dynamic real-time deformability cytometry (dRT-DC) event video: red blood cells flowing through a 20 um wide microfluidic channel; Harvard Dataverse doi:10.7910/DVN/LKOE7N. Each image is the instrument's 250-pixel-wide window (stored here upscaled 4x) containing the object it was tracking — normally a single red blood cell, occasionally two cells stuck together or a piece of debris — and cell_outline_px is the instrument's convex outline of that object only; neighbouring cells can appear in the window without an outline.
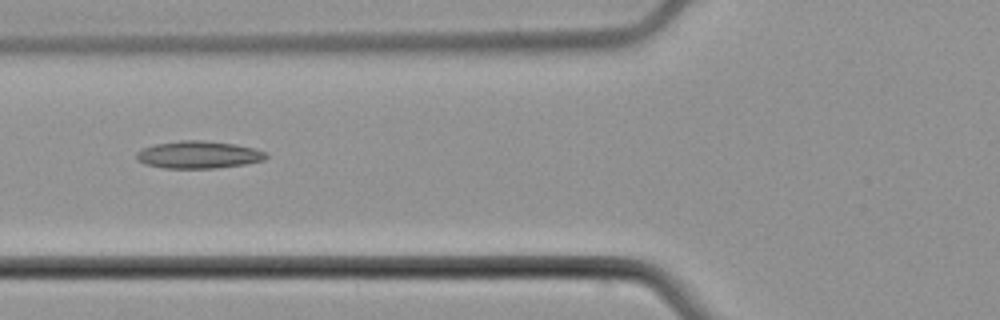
{"species": "common noctule bat (a hibernating species)", "species_latin": "Nyctalus noctula", "temperature_condition": "cold", "stored_images_in_passage": 7, "camera_frame_rate_fps": 3000, "um_per_image_px": 0.085, "animal": {"sex": "male", "body_mass_g": 21.5, "forearm_length_mm": 52.0}, "frame": {"image": 1, "passage_image": 6, "time_ms": 6.0, "image_size_px": [1000, 320], "cell_outline_px": [[268, 156], [264, 160], [244, 164], [216, 168], [164, 168], [144, 164], [136, 156], [136, 152], [144, 148], [156, 144], [180, 140], [204, 140], [236, 144], [252, 148], [264, 152]], "centroid_in_image_um": [16.87, 13.15], "position_along_channel_um": 108.9, "area_um2": 20.52}}
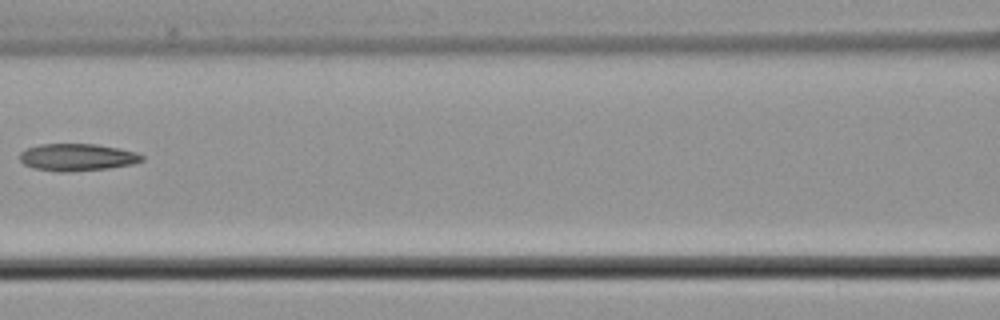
{"frame": {"image": 2, "passage_image": 7, "time_ms": 7.333, "image_size_px": [1000, 320], "cell_outline_px": [[144, 160], [132, 164], [108, 168], [68, 172], [60, 172], [32, 168], [24, 164], [20, 160], [20, 152], [24, 148], [40, 144], [96, 144], [120, 148], [136, 152], [144, 156]], "centroid_in_image_um": [6.54, 13.36], "position_along_channel_um": 160.1, "area_um2": 19.54}}